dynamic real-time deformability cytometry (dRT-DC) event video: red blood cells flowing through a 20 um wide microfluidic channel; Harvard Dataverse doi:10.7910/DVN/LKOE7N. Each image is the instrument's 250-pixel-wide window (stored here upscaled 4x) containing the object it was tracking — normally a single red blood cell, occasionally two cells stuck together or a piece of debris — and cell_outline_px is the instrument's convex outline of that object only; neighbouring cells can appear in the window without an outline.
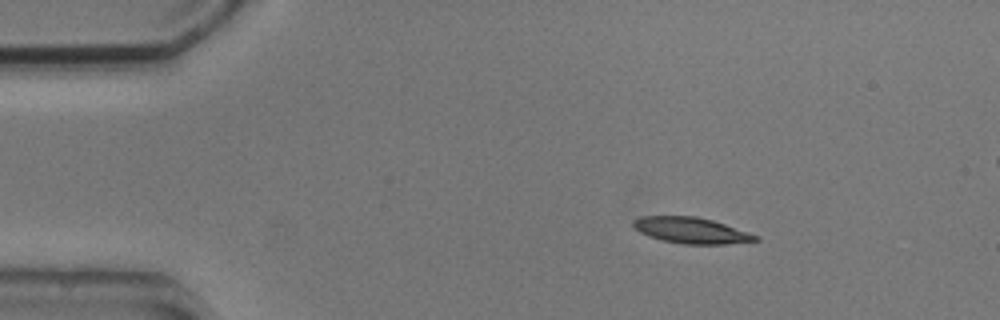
{"species": "common noctule bat (a hibernating species)", "species_latin": "Nyctalus noctula", "temperature_condition": "cold", "stored_images_in_passage": 4, "camera_frame_rate_fps": 3000, "um_per_image_px": 0.085, "animal": {"sex": "male", "body_mass_g": 20.5, "forearm_length_mm": 52.5}, "frame": {"image": 1, "passage_image": 4, "time_ms": 5.0, "image_size_px": [1000, 320], "cell_outline_px": [[760, 240], [724, 244], [684, 244], [664, 240], [648, 236], [640, 232], [632, 224], [632, 220], [640, 216], [696, 216], [712, 220], [760, 236]], "centroid_in_image_um": [58.75, 19.58], "position_along_channel_um": 26.3, "area_um2": 18.38}}